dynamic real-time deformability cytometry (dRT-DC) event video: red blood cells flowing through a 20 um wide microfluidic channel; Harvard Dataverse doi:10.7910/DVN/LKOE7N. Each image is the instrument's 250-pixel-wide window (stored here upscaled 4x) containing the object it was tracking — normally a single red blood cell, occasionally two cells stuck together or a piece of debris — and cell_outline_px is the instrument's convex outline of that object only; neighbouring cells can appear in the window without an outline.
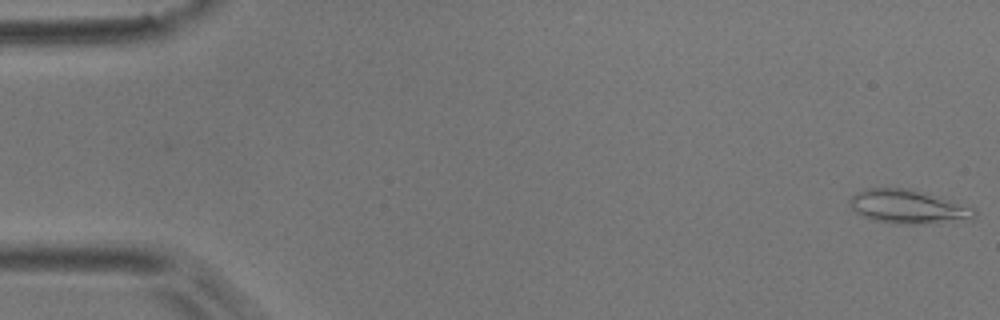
{"species": "common noctule bat (a hibernating species)", "species_latin": "Nyctalus noctula", "temperature_condition": "room temperature", "stored_images_in_passage": 11, "camera_frame_rate_fps": 3000, "um_per_image_px": 0.085, "animal": {"sex": "male", "body_mass_g": 17.9}, "frame": {"image": 1, "passage_image": 1, "time_ms": 0.0, "image_size_px": [1000, 320], "cell_outline_px": [[976, 216], [972, 220], [920, 224], [892, 224], [876, 220], [864, 216], [856, 212], [852, 208], [848, 200], [856, 192], [864, 188], [904, 188], [952, 200], [972, 208], [976, 212]], "centroid_in_image_um": [77.18, 17.58], "position_along_channel_um": 7.8, "area_um2": 24.45}}